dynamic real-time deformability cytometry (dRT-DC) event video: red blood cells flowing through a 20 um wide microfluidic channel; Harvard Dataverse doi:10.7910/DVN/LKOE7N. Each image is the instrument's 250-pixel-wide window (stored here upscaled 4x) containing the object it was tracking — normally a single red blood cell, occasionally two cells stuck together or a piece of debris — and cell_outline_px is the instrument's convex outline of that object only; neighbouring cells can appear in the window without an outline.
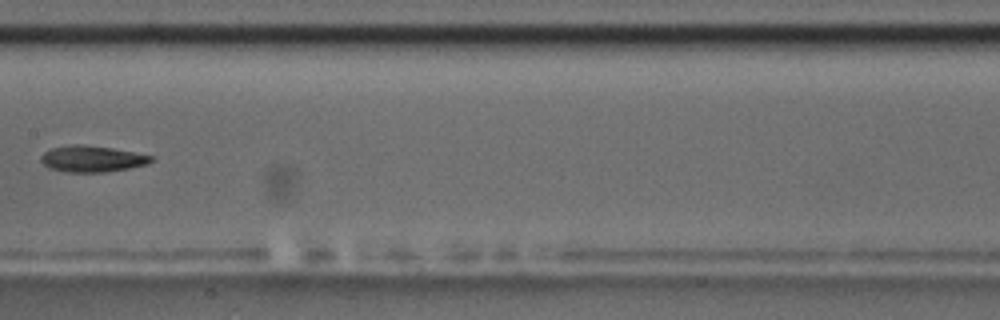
{"species": "common noctule bat (a hibernating species)", "species_latin": "Nyctalus noctula", "temperature_condition": "room temperature", "stored_images_in_passage": 14, "camera_frame_rate_fps": 3000, "um_per_image_px": 0.085, "animal": {"sex": "male", "body_mass_g": 17.5, "forearm_length_mm": 52.3}, "frame": {"image": 1, "passage_image": 8, "time_ms": 9.0, "image_size_px": [1000, 320], "cell_outline_px": [[156, 156], [148, 164], [128, 168], [104, 172], [68, 172], [48, 168], [40, 160], [40, 156], [44, 152], [52, 148], [72, 144], [80, 144], [112, 148]], "centroid_in_image_um": [7.82, 13.5], "position_along_channel_um": 199.6, "area_um2": 16.88}}